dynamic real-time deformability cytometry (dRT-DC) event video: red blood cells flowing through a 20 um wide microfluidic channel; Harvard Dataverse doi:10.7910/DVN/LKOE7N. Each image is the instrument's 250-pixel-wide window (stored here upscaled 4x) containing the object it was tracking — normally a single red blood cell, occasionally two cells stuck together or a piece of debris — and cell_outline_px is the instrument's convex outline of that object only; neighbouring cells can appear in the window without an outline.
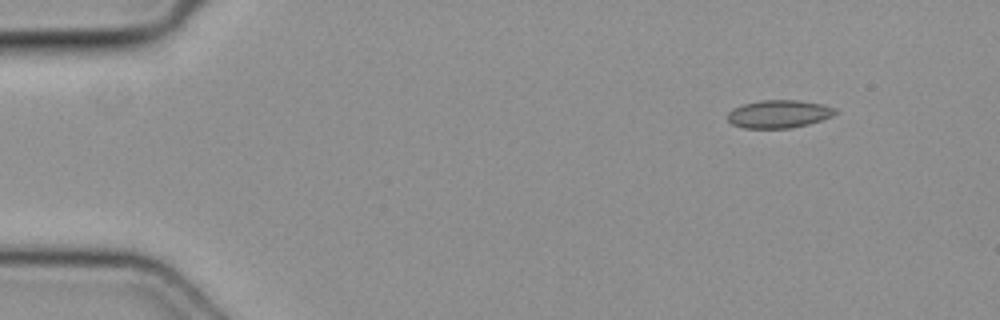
{"species": "common noctule bat (a hibernating species)", "species_latin": "Nyctalus noctula", "temperature_condition": "cold", "stored_images_in_passage": 44, "camera_frame_rate_fps": 3000, "um_per_image_px": 0.085, "animal": {"sex": "female", "body_mass_g": 19.3, "forearm_length_mm": 54.1}, "frame": {"image": 1, "passage_image": 1, "time_ms": 0.0, "image_size_px": [1000, 320], "cell_outline_px": [[836, 112], [832, 116], [808, 124], [788, 128], [744, 128], [732, 124], [728, 120], [728, 112], [732, 108], [744, 104], [760, 100], [800, 100], [820, 104], [836, 108]], "centroid_in_image_um": [66.17, 9.68], "position_along_channel_um": 18.8, "area_um2": 17.4}}
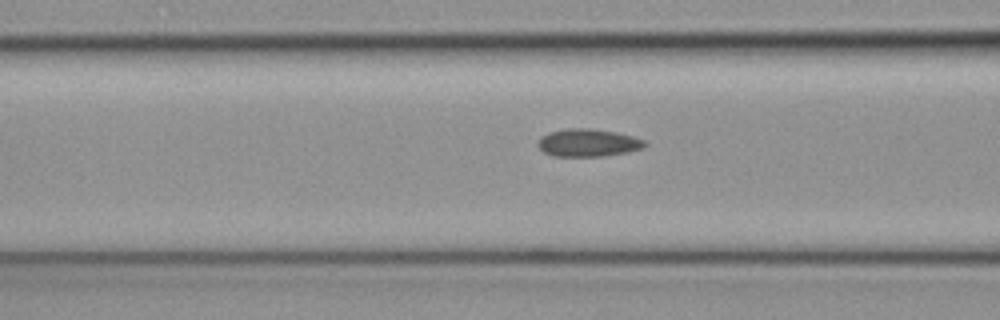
{"frame": {"image": 2, "passage_image": 15, "time_ms": 4.667, "image_size_px": [1000, 320], "cell_outline_px": [[648, 144], [644, 148], [628, 152], [600, 156], [552, 156], [544, 152], [536, 144], [544, 136], [552, 132], [568, 128], [588, 128], [612, 132], [632, 136], [644, 140]], "centroid_in_image_um": [50.01, 12.15], "position_along_channel_um": 116.6, "area_um2": 16.94}}
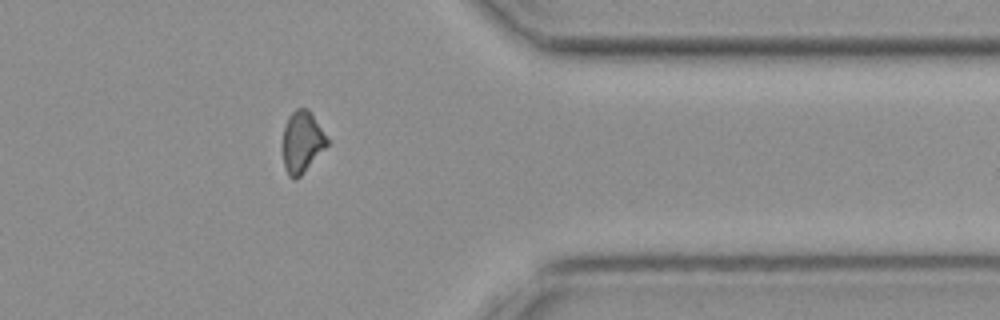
{"frame": {"image": 3, "passage_image": 35, "time_ms": 11.333, "image_size_px": [1000, 320], "cell_outline_px": [[328, 144], [300, 176], [296, 180], [292, 180], [288, 176], [284, 168], [280, 144], [284, 128], [288, 116], [296, 108], [308, 108], [312, 112], [328, 140]], "centroid_in_image_um": [25.61, 12.07], "position_along_channel_um": 385.8, "area_um2": 16.3}}